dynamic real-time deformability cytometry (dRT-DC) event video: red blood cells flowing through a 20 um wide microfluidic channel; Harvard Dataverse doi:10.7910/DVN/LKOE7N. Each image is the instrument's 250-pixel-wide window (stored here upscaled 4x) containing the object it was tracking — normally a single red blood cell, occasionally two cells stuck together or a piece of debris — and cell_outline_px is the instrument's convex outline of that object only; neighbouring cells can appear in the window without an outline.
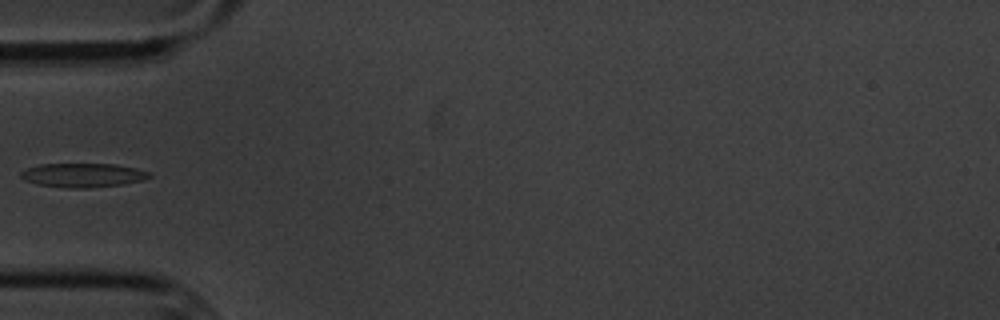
{"species": "common noctule bat (a hibernating species)", "species_latin": "Nyctalus noctula", "temperature_condition": "cold", "stored_images_in_passage": 8, "camera_frame_rate_fps": 3000, "um_per_image_px": 0.085, "animal": {"sex": "male", "body_mass_g": 20.1, "forearm_length_mm": 53.5}, "frame": {"image": 1, "passage_image": 3, "time_ms": 2.333, "image_size_px": [1000, 320], "cell_outline_px": [[152, 176], [144, 180], [120, 184], [88, 188], [68, 188], [40, 184], [24, 180], [20, 176], [20, 172], [28, 168], [40, 164], [116, 164], [136, 168], [148, 172]], "centroid_in_image_um": [7.05, 14.88], "position_along_channel_um": 77.9, "area_um2": 17.8}}
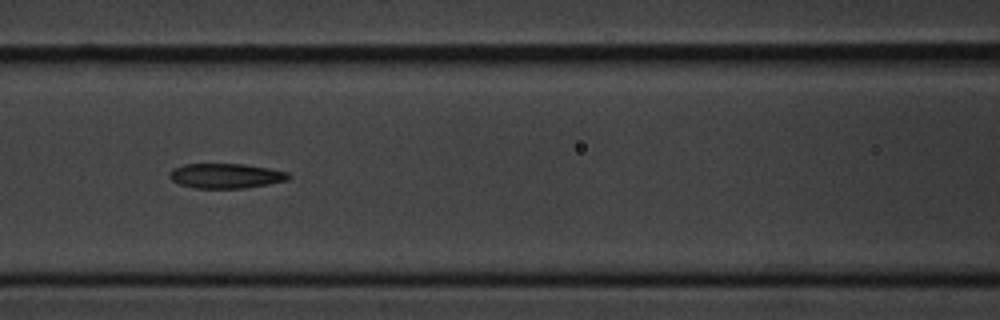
{"frame": {"image": 2, "passage_image": 5, "time_ms": 4.333, "image_size_px": [1000, 320], "cell_outline_px": [[292, 176], [288, 180], [268, 184], [244, 188], [196, 188], [180, 184], [172, 180], [168, 176], [168, 172], [172, 168], [184, 164], [244, 164], [268, 168], [288, 172]], "centroid_in_image_um": [19.18, 14.94], "position_along_channel_um": 147.4, "area_um2": 17.28}}
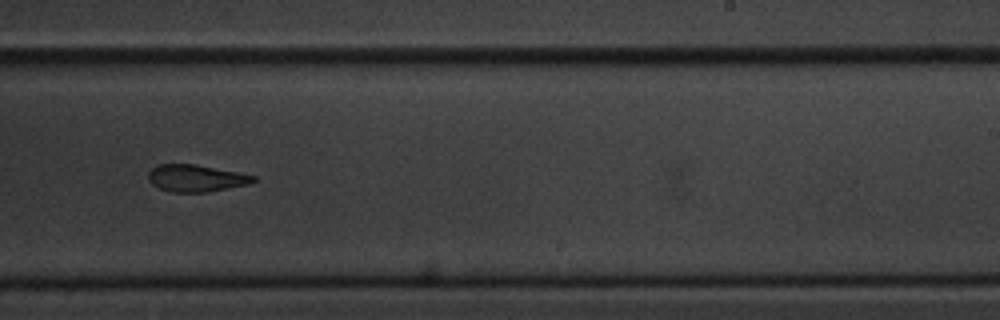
{"frame": {"image": 3, "passage_image": 8, "time_ms": 8.0, "image_size_px": [1000, 320], "cell_outline_px": [[256, 180], [248, 184], [208, 192], [168, 192], [152, 184], [148, 180], [148, 172], [156, 164], [196, 164], [256, 176]], "centroid_in_image_um": [16.62, 15.14], "position_along_channel_um": 272.4, "area_um2": 16.53}}